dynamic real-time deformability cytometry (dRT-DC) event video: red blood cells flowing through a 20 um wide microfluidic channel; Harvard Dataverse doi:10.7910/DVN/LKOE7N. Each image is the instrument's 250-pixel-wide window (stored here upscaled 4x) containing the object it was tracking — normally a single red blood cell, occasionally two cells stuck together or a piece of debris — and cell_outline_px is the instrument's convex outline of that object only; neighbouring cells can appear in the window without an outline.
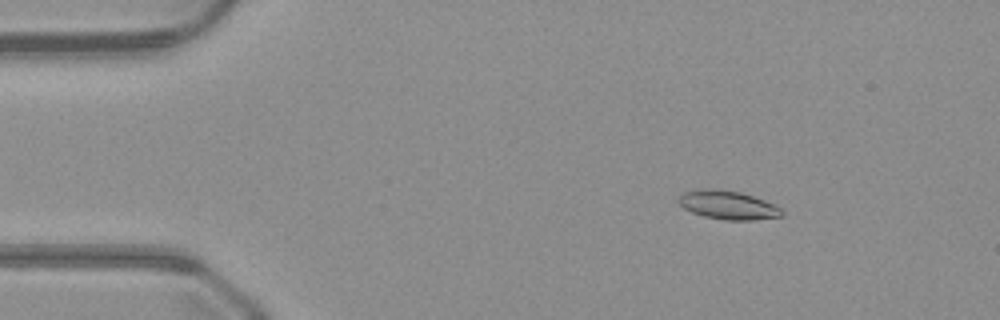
{"species": "common noctule bat (a hibernating species)", "species_latin": "Nyctalus noctula", "temperature_condition": "warm", "stored_images_in_passage": 51, "camera_frame_rate_fps": 3000, "um_per_image_px": 0.085, "animal": {"sex": "male", "body_mass_g": 23.1, "forearm_length_mm": 52.7}, "frame": {"image": 1, "passage_image": 8, "time_ms": 2.333, "image_size_px": [1000, 320], "cell_outline_px": [[784, 216], [752, 220], [724, 220], [704, 216], [692, 212], [684, 208], [676, 200], [684, 192], [696, 188], [720, 188], [740, 192], [776, 204], [784, 212]], "centroid_in_image_um": [61.87, 17.41], "position_along_channel_um": 23.1, "area_um2": 17.51}}
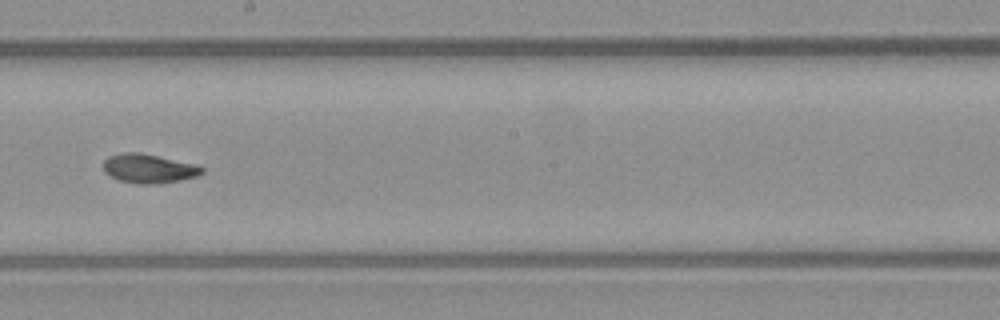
{"frame": {"image": 2, "passage_image": 29, "time_ms": 9.333, "image_size_px": [1000, 320], "cell_outline_px": [[204, 172], [196, 176], [180, 180], [156, 184], [136, 184], [120, 180], [108, 176], [104, 172], [104, 160], [108, 156], [124, 152], [140, 152], [196, 164], [204, 168]], "centroid_in_image_um": [12.63, 14.32], "position_along_channel_um": 235.6, "area_um2": 16.82}}
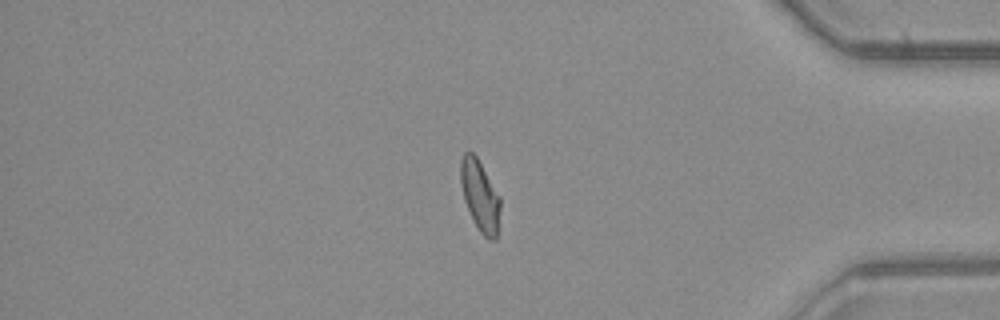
{"frame": {"image": 3, "passage_image": 43, "time_ms": 14.0, "image_size_px": [1000, 320], "cell_outline_px": [[500, 208], [496, 240], [488, 240], [480, 232], [472, 220], [464, 200], [460, 184], [460, 160], [464, 152], [472, 152], [476, 156], [500, 196]], "centroid_in_image_um": [40.78, 16.65], "position_along_channel_um": 394.4, "area_um2": 16.47}}